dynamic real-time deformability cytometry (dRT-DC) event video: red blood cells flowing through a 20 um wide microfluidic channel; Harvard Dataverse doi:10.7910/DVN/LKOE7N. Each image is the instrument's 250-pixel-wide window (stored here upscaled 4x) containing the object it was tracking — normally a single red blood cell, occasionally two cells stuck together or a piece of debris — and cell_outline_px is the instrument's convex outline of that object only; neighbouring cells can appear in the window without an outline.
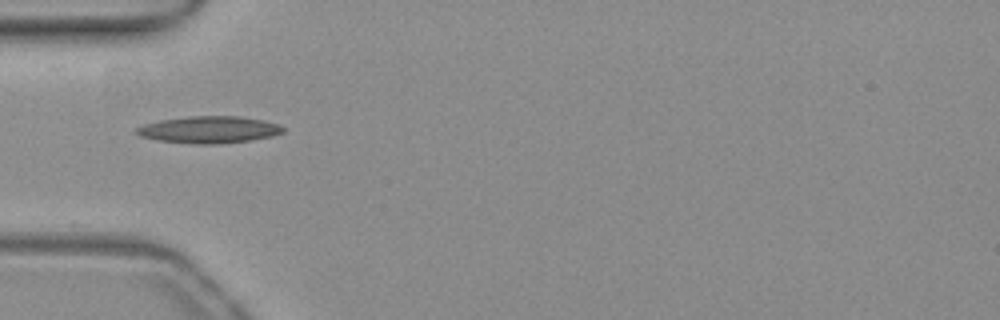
{"species": "common noctule bat (a hibernating species)", "species_latin": "Nyctalus noctula", "temperature_condition": "warm", "stored_images_in_passage": 32, "camera_frame_rate_fps": 3000, "um_per_image_px": 0.085, "animal": {"sex": "female", "body_mass_g": 19.3, "forearm_length_mm": 54.1}, "frame": {"image": 1, "passage_image": 1, "time_ms": 0.0, "image_size_px": [1000, 320], "cell_outline_px": [[284, 132], [272, 136], [248, 140], [220, 144], [196, 144], [156, 140], [140, 136], [132, 132], [136, 128], [144, 124], [160, 120], [188, 116], [240, 116], [264, 120], [280, 124], [284, 128]], "centroid_in_image_um": [17.75, 11.02], "position_along_channel_um": 67.3, "area_um2": 23.18}}
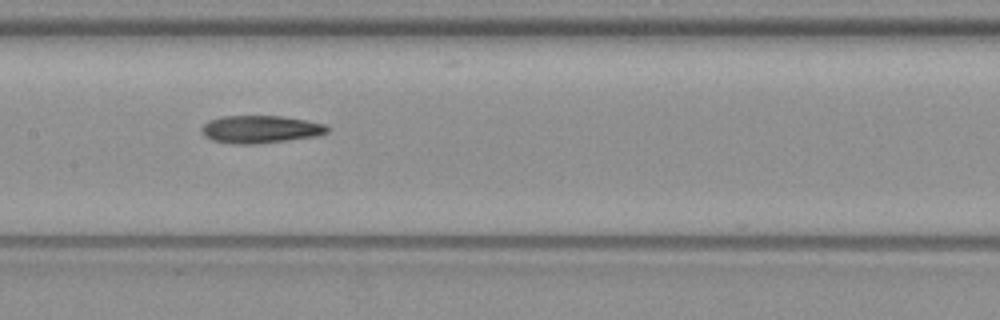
{"frame": {"image": 2, "passage_image": 10, "time_ms": 3.0, "image_size_px": [1000, 320], "cell_outline_px": [[328, 132], [316, 136], [288, 140], [256, 144], [232, 144], [212, 140], [204, 136], [200, 128], [208, 120], [224, 116], [280, 116], [304, 120], [324, 124], [328, 128]], "centroid_in_image_um": [22.09, 10.99], "position_along_channel_um": 185.3, "area_um2": 20.17}}
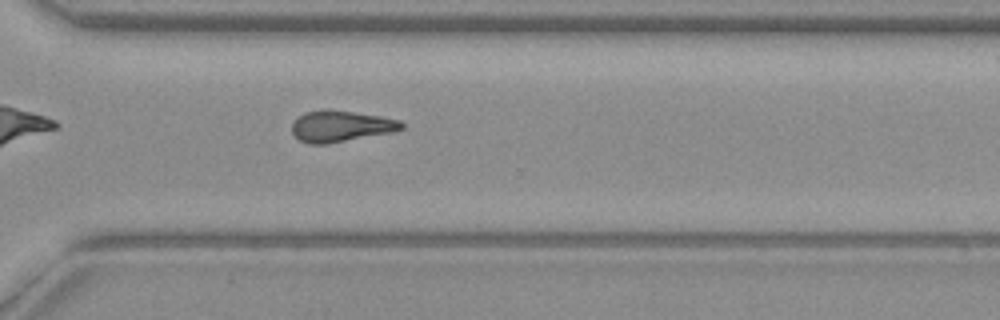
{"frame": {"image": 3, "passage_image": 22, "time_ms": 7.0, "image_size_px": [1000, 320], "cell_outline_px": [[404, 128], [392, 132], [328, 144], [308, 144], [300, 140], [292, 132], [292, 124], [304, 112], [324, 108], [328, 108], [356, 112], [380, 116], [400, 120], [404, 124]], "centroid_in_image_um": [28.97, 10.71], "position_along_channel_um": 341.6, "area_um2": 20.11}, "authors_computed_cell_mechanics": {"area_um2": 20.1433, "velocity_mm_per_s": 3.9221, "shape_relaxation_time_tau1_ms": null, "shape_relaxation_time_tau2_ms": 8.6973, "deformation_change_tau1": null, "deformation_change_tau2": 0.2164}}